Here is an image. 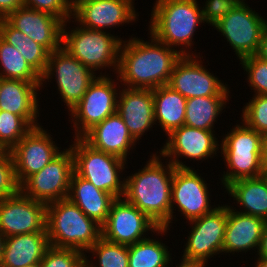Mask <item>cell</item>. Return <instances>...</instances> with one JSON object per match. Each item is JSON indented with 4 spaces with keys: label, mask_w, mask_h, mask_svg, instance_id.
<instances>
[{
    "label": "cell",
    "mask_w": 267,
    "mask_h": 267,
    "mask_svg": "<svg viewBox=\"0 0 267 267\" xmlns=\"http://www.w3.org/2000/svg\"><path fill=\"white\" fill-rule=\"evenodd\" d=\"M85 254L77 249L49 246L42 258L41 267H85Z\"/></svg>",
    "instance_id": "obj_37"
},
{
    "label": "cell",
    "mask_w": 267,
    "mask_h": 267,
    "mask_svg": "<svg viewBox=\"0 0 267 267\" xmlns=\"http://www.w3.org/2000/svg\"><path fill=\"white\" fill-rule=\"evenodd\" d=\"M117 112L139 145L141 137L155 126L153 89L121 86L117 97Z\"/></svg>",
    "instance_id": "obj_21"
},
{
    "label": "cell",
    "mask_w": 267,
    "mask_h": 267,
    "mask_svg": "<svg viewBox=\"0 0 267 267\" xmlns=\"http://www.w3.org/2000/svg\"><path fill=\"white\" fill-rule=\"evenodd\" d=\"M202 59L201 55L182 56L176 62L167 85L186 99L198 96H230L229 85L217 75L214 76L213 72L210 73Z\"/></svg>",
    "instance_id": "obj_16"
},
{
    "label": "cell",
    "mask_w": 267,
    "mask_h": 267,
    "mask_svg": "<svg viewBox=\"0 0 267 267\" xmlns=\"http://www.w3.org/2000/svg\"><path fill=\"white\" fill-rule=\"evenodd\" d=\"M83 1L85 0H67L68 5L72 10Z\"/></svg>",
    "instance_id": "obj_48"
},
{
    "label": "cell",
    "mask_w": 267,
    "mask_h": 267,
    "mask_svg": "<svg viewBox=\"0 0 267 267\" xmlns=\"http://www.w3.org/2000/svg\"><path fill=\"white\" fill-rule=\"evenodd\" d=\"M241 3H247L246 0H239Z\"/></svg>",
    "instance_id": "obj_50"
},
{
    "label": "cell",
    "mask_w": 267,
    "mask_h": 267,
    "mask_svg": "<svg viewBox=\"0 0 267 267\" xmlns=\"http://www.w3.org/2000/svg\"><path fill=\"white\" fill-rule=\"evenodd\" d=\"M67 198L100 226L106 222L111 204L116 199L112 194L96 188L75 171L71 177Z\"/></svg>",
    "instance_id": "obj_27"
},
{
    "label": "cell",
    "mask_w": 267,
    "mask_h": 267,
    "mask_svg": "<svg viewBox=\"0 0 267 267\" xmlns=\"http://www.w3.org/2000/svg\"><path fill=\"white\" fill-rule=\"evenodd\" d=\"M47 204L25 196L21 191L0 199V233L5 238L47 232Z\"/></svg>",
    "instance_id": "obj_18"
},
{
    "label": "cell",
    "mask_w": 267,
    "mask_h": 267,
    "mask_svg": "<svg viewBox=\"0 0 267 267\" xmlns=\"http://www.w3.org/2000/svg\"><path fill=\"white\" fill-rule=\"evenodd\" d=\"M198 170V171H197ZM195 168H176L173 173L171 192V214L170 224L166 227L171 229L176 219V209L180 217L183 216L186 222L202 217L212 212L219 204L211 205L212 198L209 185ZM211 199V200H210ZM175 211V212H174ZM174 219V220H173ZM188 220V221H187Z\"/></svg>",
    "instance_id": "obj_11"
},
{
    "label": "cell",
    "mask_w": 267,
    "mask_h": 267,
    "mask_svg": "<svg viewBox=\"0 0 267 267\" xmlns=\"http://www.w3.org/2000/svg\"><path fill=\"white\" fill-rule=\"evenodd\" d=\"M71 21L75 26L70 29ZM122 41L123 37L114 33L84 28L73 18L65 22L62 27V48L96 75L99 73V76L111 75L107 72L108 69L109 72L117 74ZM103 70L107 74L103 73Z\"/></svg>",
    "instance_id": "obj_4"
},
{
    "label": "cell",
    "mask_w": 267,
    "mask_h": 267,
    "mask_svg": "<svg viewBox=\"0 0 267 267\" xmlns=\"http://www.w3.org/2000/svg\"><path fill=\"white\" fill-rule=\"evenodd\" d=\"M73 173L74 156L71 148L67 146L41 171L29 176L20 185V191L25 196L46 204L65 199Z\"/></svg>",
    "instance_id": "obj_15"
},
{
    "label": "cell",
    "mask_w": 267,
    "mask_h": 267,
    "mask_svg": "<svg viewBox=\"0 0 267 267\" xmlns=\"http://www.w3.org/2000/svg\"><path fill=\"white\" fill-rule=\"evenodd\" d=\"M228 218V204H219L212 212L185 222L191 228L184 243V261L208 264L214 256L223 255V243Z\"/></svg>",
    "instance_id": "obj_12"
},
{
    "label": "cell",
    "mask_w": 267,
    "mask_h": 267,
    "mask_svg": "<svg viewBox=\"0 0 267 267\" xmlns=\"http://www.w3.org/2000/svg\"><path fill=\"white\" fill-rule=\"evenodd\" d=\"M204 2L201 0L203 21L206 22L205 25L210 24L212 27L241 3L239 0H204Z\"/></svg>",
    "instance_id": "obj_39"
},
{
    "label": "cell",
    "mask_w": 267,
    "mask_h": 267,
    "mask_svg": "<svg viewBox=\"0 0 267 267\" xmlns=\"http://www.w3.org/2000/svg\"><path fill=\"white\" fill-rule=\"evenodd\" d=\"M41 82L1 79L0 110L20 115L32 128L40 126ZM38 91V92H37ZM39 117V118H38Z\"/></svg>",
    "instance_id": "obj_22"
},
{
    "label": "cell",
    "mask_w": 267,
    "mask_h": 267,
    "mask_svg": "<svg viewBox=\"0 0 267 267\" xmlns=\"http://www.w3.org/2000/svg\"><path fill=\"white\" fill-rule=\"evenodd\" d=\"M0 76L27 82H41V76L26 62L20 52L0 37Z\"/></svg>",
    "instance_id": "obj_32"
},
{
    "label": "cell",
    "mask_w": 267,
    "mask_h": 267,
    "mask_svg": "<svg viewBox=\"0 0 267 267\" xmlns=\"http://www.w3.org/2000/svg\"><path fill=\"white\" fill-rule=\"evenodd\" d=\"M153 235L128 246L129 267H168L175 259L163 239L158 240L159 237L153 238Z\"/></svg>",
    "instance_id": "obj_31"
},
{
    "label": "cell",
    "mask_w": 267,
    "mask_h": 267,
    "mask_svg": "<svg viewBox=\"0 0 267 267\" xmlns=\"http://www.w3.org/2000/svg\"><path fill=\"white\" fill-rule=\"evenodd\" d=\"M6 20L50 53L62 47L64 22L50 13L23 6L12 12Z\"/></svg>",
    "instance_id": "obj_20"
},
{
    "label": "cell",
    "mask_w": 267,
    "mask_h": 267,
    "mask_svg": "<svg viewBox=\"0 0 267 267\" xmlns=\"http://www.w3.org/2000/svg\"><path fill=\"white\" fill-rule=\"evenodd\" d=\"M239 64L247 74V84L251 88L249 92L254 95H267V61L256 55H251L239 60Z\"/></svg>",
    "instance_id": "obj_35"
},
{
    "label": "cell",
    "mask_w": 267,
    "mask_h": 267,
    "mask_svg": "<svg viewBox=\"0 0 267 267\" xmlns=\"http://www.w3.org/2000/svg\"><path fill=\"white\" fill-rule=\"evenodd\" d=\"M265 220L238 212L228 205L223 254L257 253Z\"/></svg>",
    "instance_id": "obj_24"
},
{
    "label": "cell",
    "mask_w": 267,
    "mask_h": 267,
    "mask_svg": "<svg viewBox=\"0 0 267 267\" xmlns=\"http://www.w3.org/2000/svg\"><path fill=\"white\" fill-rule=\"evenodd\" d=\"M23 6V0H0V19H6L12 12Z\"/></svg>",
    "instance_id": "obj_41"
},
{
    "label": "cell",
    "mask_w": 267,
    "mask_h": 267,
    "mask_svg": "<svg viewBox=\"0 0 267 267\" xmlns=\"http://www.w3.org/2000/svg\"><path fill=\"white\" fill-rule=\"evenodd\" d=\"M47 130L42 125L33 127L10 151L19 185L32 174L41 171L63 151Z\"/></svg>",
    "instance_id": "obj_17"
},
{
    "label": "cell",
    "mask_w": 267,
    "mask_h": 267,
    "mask_svg": "<svg viewBox=\"0 0 267 267\" xmlns=\"http://www.w3.org/2000/svg\"><path fill=\"white\" fill-rule=\"evenodd\" d=\"M97 75L64 48L49 54L47 67L41 76V89L55 79L59 98L64 102L67 113L82 99ZM48 82V83H47ZM58 87V88H57Z\"/></svg>",
    "instance_id": "obj_9"
},
{
    "label": "cell",
    "mask_w": 267,
    "mask_h": 267,
    "mask_svg": "<svg viewBox=\"0 0 267 267\" xmlns=\"http://www.w3.org/2000/svg\"><path fill=\"white\" fill-rule=\"evenodd\" d=\"M149 157L143 168L141 166V169L125 178L123 198L146 214L160 228H166L170 224L175 166L158 151L151 153Z\"/></svg>",
    "instance_id": "obj_2"
},
{
    "label": "cell",
    "mask_w": 267,
    "mask_h": 267,
    "mask_svg": "<svg viewBox=\"0 0 267 267\" xmlns=\"http://www.w3.org/2000/svg\"><path fill=\"white\" fill-rule=\"evenodd\" d=\"M237 121L231 127L233 129L230 128L227 134L223 133L220 141V156L227 169L219 178L224 188L233 181L265 174L261 160L262 134L249 128L243 121Z\"/></svg>",
    "instance_id": "obj_6"
},
{
    "label": "cell",
    "mask_w": 267,
    "mask_h": 267,
    "mask_svg": "<svg viewBox=\"0 0 267 267\" xmlns=\"http://www.w3.org/2000/svg\"><path fill=\"white\" fill-rule=\"evenodd\" d=\"M168 231L171 230L160 228L146 214L122 197L112 202L106 222L101 226V237L111 243L129 246L151 237V234L160 238L163 235L167 236Z\"/></svg>",
    "instance_id": "obj_10"
},
{
    "label": "cell",
    "mask_w": 267,
    "mask_h": 267,
    "mask_svg": "<svg viewBox=\"0 0 267 267\" xmlns=\"http://www.w3.org/2000/svg\"><path fill=\"white\" fill-rule=\"evenodd\" d=\"M73 140L68 146L74 156V171L96 188L112 194L115 198H122L126 177L123 174L127 168L125 165L129 162L93 148L83 138Z\"/></svg>",
    "instance_id": "obj_7"
},
{
    "label": "cell",
    "mask_w": 267,
    "mask_h": 267,
    "mask_svg": "<svg viewBox=\"0 0 267 267\" xmlns=\"http://www.w3.org/2000/svg\"><path fill=\"white\" fill-rule=\"evenodd\" d=\"M97 76L82 99L68 112L73 138H82L95 125L117 112L121 84L117 75ZM118 80V81H117ZM72 118V119H70Z\"/></svg>",
    "instance_id": "obj_8"
},
{
    "label": "cell",
    "mask_w": 267,
    "mask_h": 267,
    "mask_svg": "<svg viewBox=\"0 0 267 267\" xmlns=\"http://www.w3.org/2000/svg\"><path fill=\"white\" fill-rule=\"evenodd\" d=\"M49 246L47 232L7 237L0 267H26L40 263Z\"/></svg>",
    "instance_id": "obj_25"
},
{
    "label": "cell",
    "mask_w": 267,
    "mask_h": 267,
    "mask_svg": "<svg viewBox=\"0 0 267 267\" xmlns=\"http://www.w3.org/2000/svg\"><path fill=\"white\" fill-rule=\"evenodd\" d=\"M135 1L85 0L72 10V18L84 28L111 33L112 28L137 23L139 13Z\"/></svg>",
    "instance_id": "obj_19"
},
{
    "label": "cell",
    "mask_w": 267,
    "mask_h": 267,
    "mask_svg": "<svg viewBox=\"0 0 267 267\" xmlns=\"http://www.w3.org/2000/svg\"><path fill=\"white\" fill-rule=\"evenodd\" d=\"M242 107L241 120L258 133L267 132V95H252Z\"/></svg>",
    "instance_id": "obj_36"
},
{
    "label": "cell",
    "mask_w": 267,
    "mask_h": 267,
    "mask_svg": "<svg viewBox=\"0 0 267 267\" xmlns=\"http://www.w3.org/2000/svg\"><path fill=\"white\" fill-rule=\"evenodd\" d=\"M84 257L85 267H129L128 246L108 242L102 237L85 252Z\"/></svg>",
    "instance_id": "obj_33"
},
{
    "label": "cell",
    "mask_w": 267,
    "mask_h": 267,
    "mask_svg": "<svg viewBox=\"0 0 267 267\" xmlns=\"http://www.w3.org/2000/svg\"><path fill=\"white\" fill-rule=\"evenodd\" d=\"M147 34L150 35L148 41L133 37L134 34L122 41L116 74L121 86L155 89L166 85L176 62L182 57L177 50Z\"/></svg>",
    "instance_id": "obj_1"
},
{
    "label": "cell",
    "mask_w": 267,
    "mask_h": 267,
    "mask_svg": "<svg viewBox=\"0 0 267 267\" xmlns=\"http://www.w3.org/2000/svg\"><path fill=\"white\" fill-rule=\"evenodd\" d=\"M32 127L17 114L0 110V148L11 151Z\"/></svg>",
    "instance_id": "obj_34"
},
{
    "label": "cell",
    "mask_w": 267,
    "mask_h": 267,
    "mask_svg": "<svg viewBox=\"0 0 267 267\" xmlns=\"http://www.w3.org/2000/svg\"><path fill=\"white\" fill-rule=\"evenodd\" d=\"M153 100L155 124L159 123L166 137L184 125L187 99L179 92L166 84L153 89Z\"/></svg>",
    "instance_id": "obj_28"
},
{
    "label": "cell",
    "mask_w": 267,
    "mask_h": 267,
    "mask_svg": "<svg viewBox=\"0 0 267 267\" xmlns=\"http://www.w3.org/2000/svg\"><path fill=\"white\" fill-rule=\"evenodd\" d=\"M4 242H5V236L0 233V263L2 260V256H3Z\"/></svg>",
    "instance_id": "obj_47"
},
{
    "label": "cell",
    "mask_w": 267,
    "mask_h": 267,
    "mask_svg": "<svg viewBox=\"0 0 267 267\" xmlns=\"http://www.w3.org/2000/svg\"><path fill=\"white\" fill-rule=\"evenodd\" d=\"M25 7L50 13L64 23L72 19V9L67 0H23Z\"/></svg>",
    "instance_id": "obj_40"
},
{
    "label": "cell",
    "mask_w": 267,
    "mask_h": 267,
    "mask_svg": "<svg viewBox=\"0 0 267 267\" xmlns=\"http://www.w3.org/2000/svg\"><path fill=\"white\" fill-rule=\"evenodd\" d=\"M261 160L265 171H267V132L262 134Z\"/></svg>",
    "instance_id": "obj_44"
},
{
    "label": "cell",
    "mask_w": 267,
    "mask_h": 267,
    "mask_svg": "<svg viewBox=\"0 0 267 267\" xmlns=\"http://www.w3.org/2000/svg\"><path fill=\"white\" fill-rule=\"evenodd\" d=\"M198 0H156L147 27L156 40L177 50L182 56L200 55L192 48L199 25H204ZM193 40V41H192ZM177 48V49H176ZM180 48V49H179ZM194 52H193V50Z\"/></svg>",
    "instance_id": "obj_3"
},
{
    "label": "cell",
    "mask_w": 267,
    "mask_h": 267,
    "mask_svg": "<svg viewBox=\"0 0 267 267\" xmlns=\"http://www.w3.org/2000/svg\"><path fill=\"white\" fill-rule=\"evenodd\" d=\"M250 8L247 3H240L227 16H224L213 28L221 33L231 46L237 60L255 55L258 51L267 19Z\"/></svg>",
    "instance_id": "obj_13"
},
{
    "label": "cell",
    "mask_w": 267,
    "mask_h": 267,
    "mask_svg": "<svg viewBox=\"0 0 267 267\" xmlns=\"http://www.w3.org/2000/svg\"><path fill=\"white\" fill-rule=\"evenodd\" d=\"M93 148L115 155L126 162L138 143L129 133L118 112L95 125L82 137ZM131 153V154H130Z\"/></svg>",
    "instance_id": "obj_23"
},
{
    "label": "cell",
    "mask_w": 267,
    "mask_h": 267,
    "mask_svg": "<svg viewBox=\"0 0 267 267\" xmlns=\"http://www.w3.org/2000/svg\"><path fill=\"white\" fill-rule=\"evenodd\" d=\"M46 220L49 244L54 247L85 254L101 238V226L68 198L48 203Z\"/></svg>",
    "instance_id": "obj_5"
},
{
    "label": "cell",
    "mask_w": 267,
    "mask_h": 267,
    "mask_svg": "<svg viewBox=\"0 0 267 267\" xmlns=\"http://www.w3.org/2000/svg\"><path fill=\"white\" fill-rule=\"evenodd\" d=\"M0 37L15 47L40 76L44 74L50 54L45 47L14 28L6 19L0 20Z\"/></svg>",
    "instance_id": "obj_30"
},
{
    "label": "cell",
    "mask_w": 267,
    "mask_h": 267,
    "mask_svg": "<svg viewBox=\"0 0 267 267\" xmlns=\"http://www.w3.org/2000/svg\"><path fill=\"white\" fill-rule=\"evenodd\" d=\"M256 256L260 258H267V221L264 223Z\"/></svg>",
    "instance_id": "obj_42"
},
{
    "label": "cell",
    "mask_w": 267,
    "mask_h": 267,
    "mask_svg": "<svg viewBox=\"0 0 267 267\" xmlns=\"http://www.w3.org/2000/svg\"><path fill=\"white\" fill-rule=\"evenodd\" d=\"M224 190L236 203V208L228 203L238 212L259 217L267 221V175L255 178H244L228 184ZM232 197V198H231ZM239 206H238V205ZM240 207V208H239Z\"/></svg>",
    "instance_id": "obj_26"
},
{
    "label": "cell",
    "mask_w": 267,
    "mask_h": 267,
    "mask_svg": "<svg viewBox=\"0 0 267 267\" xmlns=\"http://www.w3.org/2000/svg\"><path fill=\"white\" fill-rule=\"evenodd\" d=\"M20 191L15 176V167L9 151L0 153V199L16 195Z\"/></svg>",
    "instance_id": "obj_38"
},
{
    "label": "cell",
    "mask_w": 267,
    "mask_h": 267,
    "mask_svg": "<svg viewBox=\"0 0 267 267\" xmlns=\"http://www.w3.org/2000/svg\"><path fill=\"white\" fill-rule=\"evenodd\" d=\"M26 267H41V265H40V263H37V264L31 265V266H26Z\"/></svg>",
    "instance_id": "obj_49"
},
{
    "label": "cell",
    "mask_w": 267,
    "mask_h": 267,
    "mask_svg": "<svg viewBox=\"0 0 267 267\" xmlns=\"http://www.w3.org/2000/svg\"><path fill=\"white\" fill-rule=\"evenodd\" d=\"M173 266V262L171 261L168 265V267ZM176 267H207V264L201 263V262H193V261H184L180 259L179 263L176 265Z\"/></svg>",
    "instance_id": "obj_45"
},
{
    "label": "cell",
    "mask_w": 267,
    "mask_h": 267,
    "mask_svg": "<svg viewBox=\"0 0 267 267\" xmlns=\"http://www.w3.org/2000/svg\"><path fill=\"white\" fill-rule=\"evenodd\" d=\"M167 136L165 144L163 143L158 152L176 168H193L186 165V161L202 163L210 158L212 160L214 156L218 157L217 153H220L219 141L221 140L216 137L218 135L215 130H202L182 125ZM183 158L187 160L183 161Z\"/></svg>",
    "instance_id": "obj_14"
},
{
    "label": "cell",
    "mask_w": 267,
    "mask_h": 267,
    "mask_svg": "<svg viewBox=\"0 0 267 267\" xmlns=\"http://www.w3.org/2000/svg\"><path fill=\"white\" fill-rule=\"evenodd\" d=\"M254 260H256L255 264H253L255 267H267V258L255 257Z\"/></svg>",
    "instance_id": "obj_46"
},
{
    "label": "cell",
    "mask_w": 267,
    "mask_h": 267,
    "mask_svg": "<svg viewBox=\"0 0 267 267\" xmlns=\"http://www.w3.org/2000/svg\"><path fill=\"white\" fill-rule=\"evenodd\" d=\"M255 55L259 57L260 59L267 61V25L264 29L258 51Z\"/></svg>",
    "instance_id": "obj_43"
},
{
    "label": "cell",
    "mask_w": 267,
    "mask_h": 267,
    "mask_svg": "<svg viewBox=\"0 0 267 267\" xmlns=\"http://www.w3.org/2000/svg\"><path fill=\"white\" fill-rule=\"evenodd\" d=\"M229 98L232 97L198 96L187 99L184 125L202 130H214L218 117L225 112L227 104H230Z\"/></svg>",
    "instance_id": "obj_29"
}]
</instances>
